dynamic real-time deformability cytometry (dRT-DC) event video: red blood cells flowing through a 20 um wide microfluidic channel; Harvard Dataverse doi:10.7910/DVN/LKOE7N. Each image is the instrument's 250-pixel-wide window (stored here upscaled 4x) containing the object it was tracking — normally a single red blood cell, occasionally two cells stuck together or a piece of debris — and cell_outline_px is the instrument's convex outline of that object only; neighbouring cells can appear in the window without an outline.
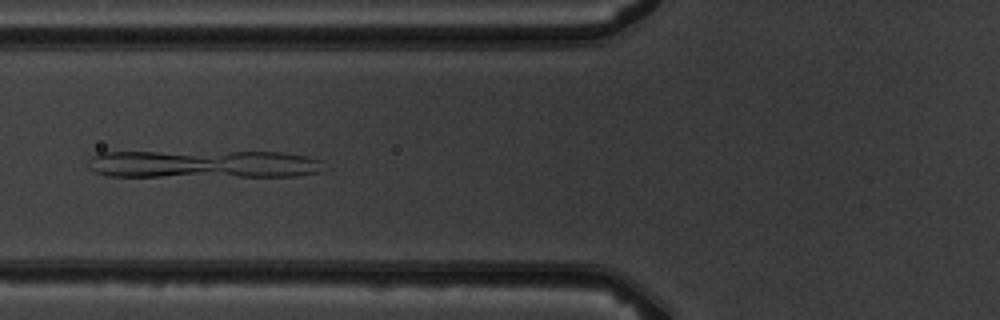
{"species": "common noctule bat (a hibernating species)", "species_latin": "Nyctalus noctula", "temperature_condition": "warm", "stored_images_in_passage": 7, "camera_frame_rate_fps": 3000, "um_per_image_px": 0.085, "animal": {"sex": "male", "body_mass_g": 19.5, "forearm_length_mm": 54.6}, "frame": {"image": 1, "passage_image": 7, "time_ms": 6.667, "image_size_px": [1000, 320], "cell_outline_px": [[324, 172], [296, 176], [108, 176], [92, 172], [88, 168], [88, 160], [92, 156], [100, 152], [284, 152], [324, 160]], "centroid_in_image_um": [17.32, 13.95], "position_along_channel_um": 108.5, "area_um2": 38.67}}